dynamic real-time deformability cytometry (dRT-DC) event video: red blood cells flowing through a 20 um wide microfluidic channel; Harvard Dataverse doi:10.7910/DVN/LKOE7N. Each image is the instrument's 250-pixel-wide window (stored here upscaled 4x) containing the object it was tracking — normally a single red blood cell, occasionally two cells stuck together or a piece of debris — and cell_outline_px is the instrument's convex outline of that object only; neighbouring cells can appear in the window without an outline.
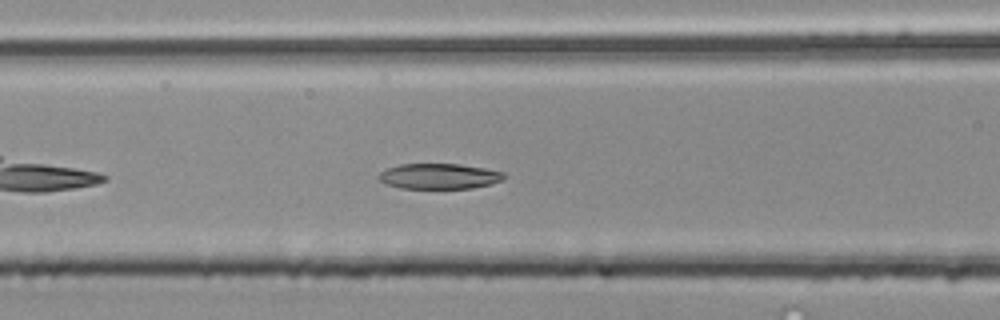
{"species": "common noctule bat (a hibernating species)", "species_latin": "Nyctalus noctula", "temperature_condition": "room temperature", "stored_images_in_passage": 34, "camera_frame_rate_fps": 3000, "um_per_image_px": 0.085, "animal": {"sex": "male", "body_mass_g": 20.4}, "frame": {"image": 1, "passage_image": 7, "time_ms": 2.0, "image_size_px": [1000, 320], "cell_outline_px": [[504, 180], [472, 188], [400, 188], [384, 184], [380, 180], [380, 172], [388, 168], [400, 164], [460, 164], [484, 168], [504, 172]], "centroid_in_image_um": [37.32, 14.98], "position_along_channel_um": 129.3, "area_um2": 18.44}}
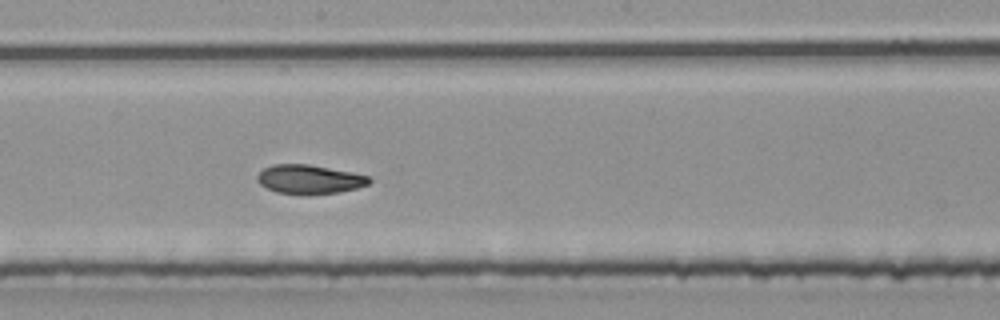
{"frame": {"image": 2, "passage_image": 14, "time_ms": 4.333, "image_size_px": [1000, 320], "cell_outline_px": [[372, 180], [368, 184], [356, 188], [340, 192], [276, 192], [260, 184], [256, 180], [256, 176], [264, 168], [272, 164], [308, 164], [352, 172], [368, 176]], "centroid_in_image_um": [26.29, 15.2], "position_along_channel_um": 221.9, "area_um2": 18.26}}
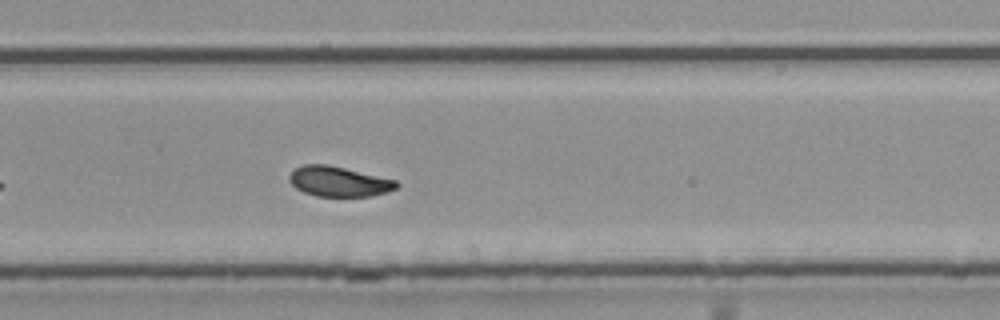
{"frame": {"image": 3, "passage_image": 20, "time_ms": 6.333, "image_size_px": [1000, 320], "cell_outline_px": [[400, 184], [396, 188], [388, 192], [372, 196], [316, 196], [304, 192], [296, 188], [288, 180], [288, 176], [296, 168], [304, 164], [328, 164], [396, 180]], "centroid_in_image_um": [28.8, 15.43], "position_along_channel_um": 301.0, "area_um2": 18.79}, "authors_computed_cell_mechanics": {"area_um2": 19.1318, "velocity_mm_per_s": 3.9844, "shape_relaxation_time_tau1_ms": 6.5128, "shape_relaxation_time_tau2_ms": 2.8797, "deformation_change_tau1": 0.172, "deformation_change_tau2": 0.0723}}